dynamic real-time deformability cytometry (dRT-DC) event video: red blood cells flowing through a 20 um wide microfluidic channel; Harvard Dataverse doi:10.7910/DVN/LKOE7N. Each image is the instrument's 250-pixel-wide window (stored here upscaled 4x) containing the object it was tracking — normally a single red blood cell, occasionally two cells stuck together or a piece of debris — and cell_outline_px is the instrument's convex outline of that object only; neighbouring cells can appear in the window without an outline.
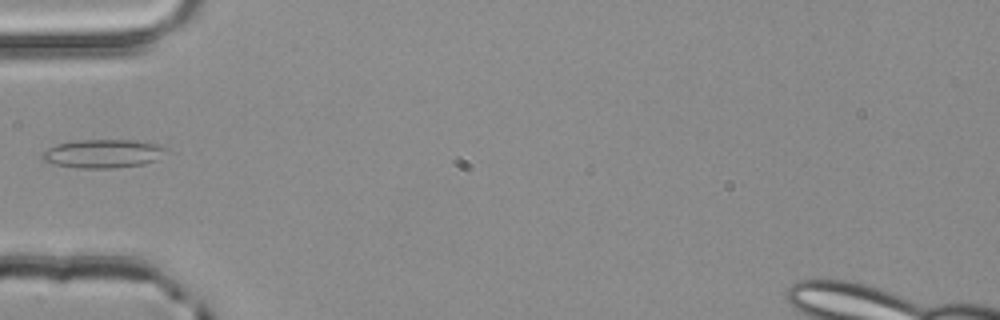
{"species": "common noctule bat (a hibernating species)", "species_latin": "Nyctalus noctula", "temperature_condition": "room temperature", "stored_images_in_passage": 4, "camera_frame_rate_fps": 3000, "um_per_image_px": 0.085, "animal": {"sex": "male", "body_mass_g": 20.4}, "frame": {"image": 1, "passage_image": 4, "time_ms": 1.0, "image_size_px": [1000, 320], "cell_outline_px": [[168, 148], [156, 160], [144, 164], [116, 168], [76, 168], [56, 164], [44, 160], [40, 156], [48, 148], [56, 144], [76, 140], [136, 140], [164, 144]], "centroid_in_image_um": [8.8, 13.05], "position_along_channel_um": 76.2, "area_um2": 20.75}}